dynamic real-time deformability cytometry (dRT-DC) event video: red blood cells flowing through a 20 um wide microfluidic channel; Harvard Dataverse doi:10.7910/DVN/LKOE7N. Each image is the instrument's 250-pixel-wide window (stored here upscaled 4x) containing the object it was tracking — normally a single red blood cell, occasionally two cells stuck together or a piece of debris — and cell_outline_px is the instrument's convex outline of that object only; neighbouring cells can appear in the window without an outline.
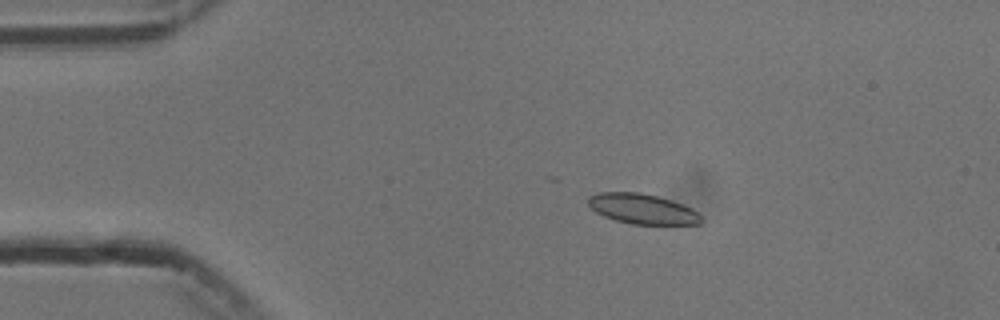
{"species": "common noctule bat (a hibernating species)", "species_latin": "Nyctalus noctula", "temperature_condition": "cold", "stored_images_in_passage": 6, "camera_frame_rate_fps": 3000, "um_per_image_px": 0.085, "animal": {"sex": "male", "body_mass_g": 13.3}, "frame": {"image": 1, "passage_image": 4, "time_ms": 3.333, "image_size_px": [1000, 320], "cell_outline_px": [[704, 220], [700, 224], [632, 224], [616, 220], [604, 216], [596, 212], [588, 204], [588, 196], [596, 192], [640, 192], [656, 196], [692, 208]], "centroid_in_image_um": [54.57, 17.75], "position_along_channel_um": 30.4, "area_um2": 19.65}}
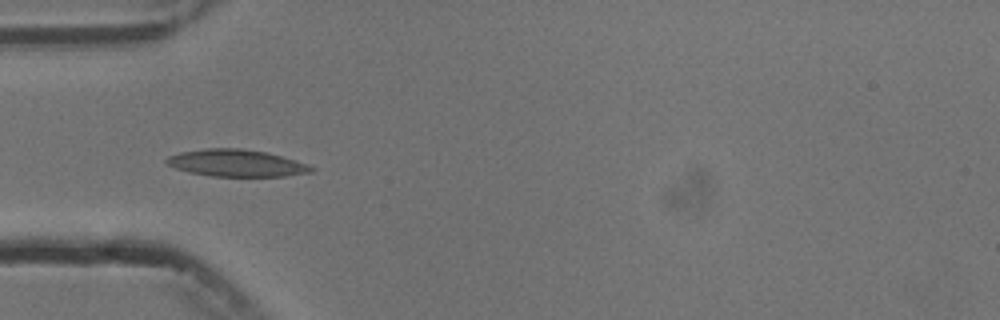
{"frame": {"image": 2, "passage_image": 6, "time_ms": 5.667, "image_size_px": [1000, 320], "cell_outline_px": [[316, 168], [312, 172], [284, 176], [212, 176], [188, 172], [176, 168], [168, 164], [164, 160], [168, 156], [180, 152], [208, 148], [240, 148], [264, 152], [296, 160], [308, 164]], "centroid_in_image_um": [20.09, 13.86], "position_along_channel_um": 64.9, "area_um2": 22.66}}